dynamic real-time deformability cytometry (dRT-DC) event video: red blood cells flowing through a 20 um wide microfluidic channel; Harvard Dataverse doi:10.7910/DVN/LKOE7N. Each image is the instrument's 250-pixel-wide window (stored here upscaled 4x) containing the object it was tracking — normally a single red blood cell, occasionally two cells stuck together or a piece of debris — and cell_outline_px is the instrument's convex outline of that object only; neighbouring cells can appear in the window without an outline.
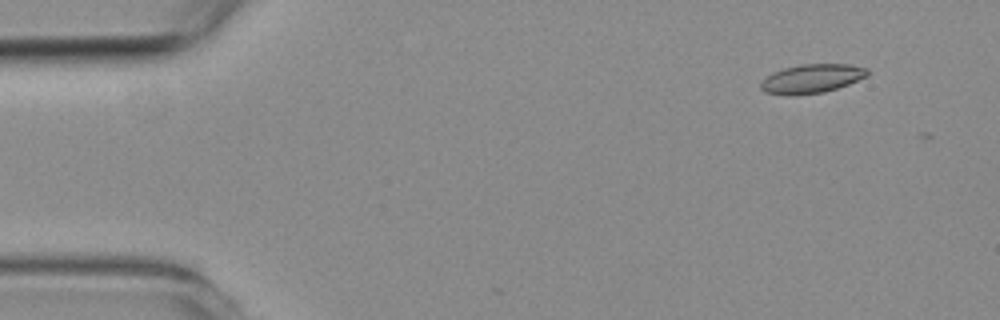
{"species": "common noctule bat (a hibernating species)", "species_latin": "Nyctalus noctula", "temperature_condition": "room temperature", "stored_images_in_passage": 3, "camera_frame_rate_fps": 3000, "um_per_image_px": 0.085, "animal": {"sex": "female", "body_mass_g": 19.3, "forearm_length_mm": 54.1}, "frame": {"image": 1, "passage_image": 1, "time_ms": 0.0, "image_size_px": [1000, 320], "cell_outline_px": [[868, 76], [848, 84], [824, 92], [784, 96], [764, 92], [760, 88], [760, 84], [768, 76], [784, 68], [800, 64], [848, 64], [868, 68]], "centroid_in_image_um": [69.01, 6.69], "position_along_channel_um": 16.0, "area_um2": 17.86}}
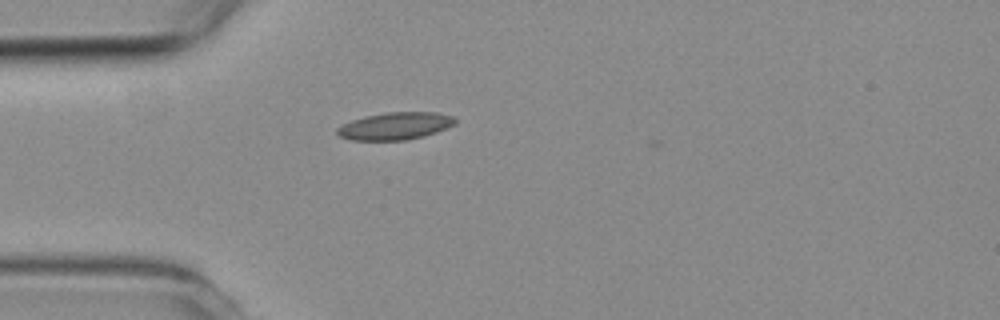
{"frame": {"image": 2, "passage_image": 3, "time_ms": 3.333, "image_size_px": [1000, 320], "cell_outline_px": [[456, 124], [448, 128], [424, 136], [408, 140], [352, 140], [340, 136], [336, 132], [336, 128], [352, 120], [364, 116], [388, 112], [436, 112], [452, 116], [456, 120]], "centroid_in_image_um": [33.62, 10.71], "position_along_channel_um": 51.4, "area_um2": 18.84}}